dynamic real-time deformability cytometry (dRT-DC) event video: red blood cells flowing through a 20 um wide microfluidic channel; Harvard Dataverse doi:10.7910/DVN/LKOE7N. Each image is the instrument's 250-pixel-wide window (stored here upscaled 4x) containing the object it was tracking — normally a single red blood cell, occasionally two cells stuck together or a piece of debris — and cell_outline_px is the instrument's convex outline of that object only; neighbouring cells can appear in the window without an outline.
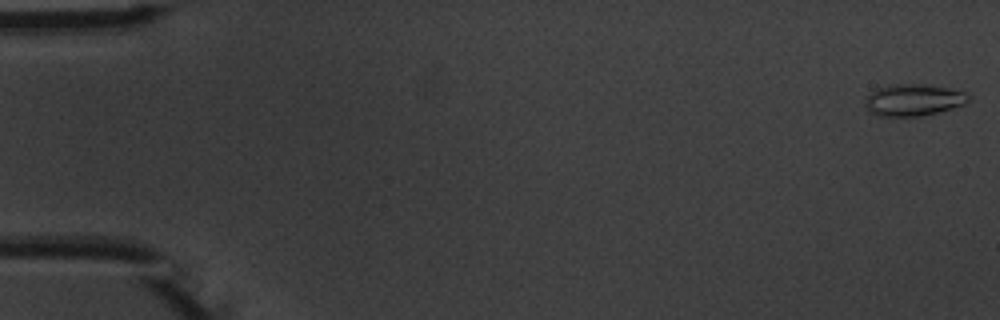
{"species": "common noctule bat (a hibernating species)", "species_latin": "Nyctalus noctula", "temperature_condition": "warm", "stored_images_in_passage": 6, "camera_frame_rate_fps": 3000, "um_per_image_px": 0.085, "animal": {"sex": "male", "body_mass_g": 20.1, "forearm_length_mm": 53.5}, "frame": {"image": 1, "passage_image": 1, "time_ms": 0.0, "image_size_px": [1000, 320], "cell_outline_px": [[972, 96], [964, 104], [936, 112], [920, 116], [876, 116], [868, 112], [864, 100], [876, 88], [888, 84], [928, 84], [948, 88], [964, 92]], "centroid_in_image_um": [77.6, 8.49], "position_along_channel_um": 7.4, "area_um2": 19.19}}
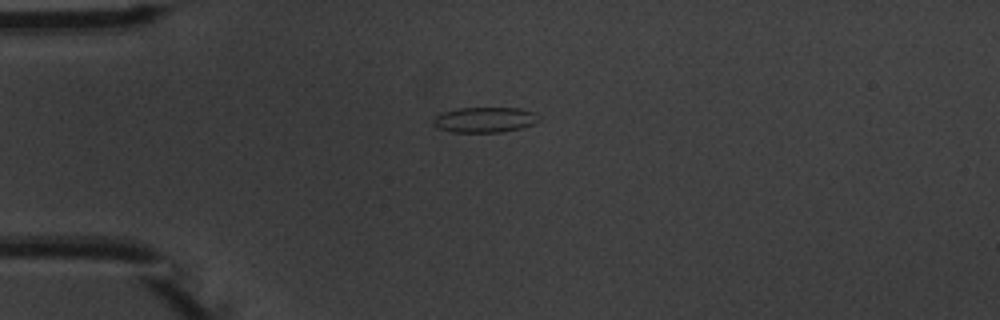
{"frame": {"image": 2, "passage_image": 4, "time_ms": 4.333, "image_size_px": [1000, 320], "cell_outline_px": [[540, 120], [532, 124], [520, 128], [500, 132], [452, 132], [436, 128], [432, 124], [432, 120], [440, 112], [456, 108], [520, 108], [532, 112], [540, 116]], "centroid_in_image_um": [41.14, 10.17], "position_along_channel_um": 43.9, "area_um2": 15.72}}
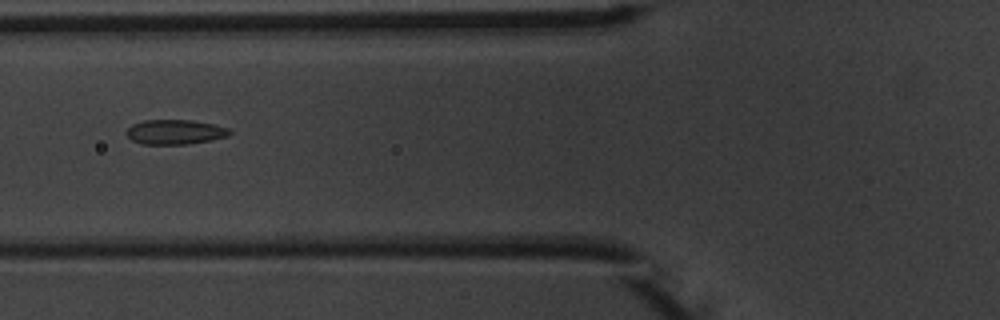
{"frame": {"image": 3, "passage_image": 6, "time_ms": 6.667, "image_size_px": [1000, 320], "cell_outline_px": [[232, 132], [228, 136], [188, 144], [140, 144], [132, 140], [124, 132], [132, 124], [144, 120], [192, 120], [212, 124], [228, 128]], "centroid_in_image_um": [14.84, 11.21], "position_along_channel_um": 111.0, "area_um2": 14.8}}